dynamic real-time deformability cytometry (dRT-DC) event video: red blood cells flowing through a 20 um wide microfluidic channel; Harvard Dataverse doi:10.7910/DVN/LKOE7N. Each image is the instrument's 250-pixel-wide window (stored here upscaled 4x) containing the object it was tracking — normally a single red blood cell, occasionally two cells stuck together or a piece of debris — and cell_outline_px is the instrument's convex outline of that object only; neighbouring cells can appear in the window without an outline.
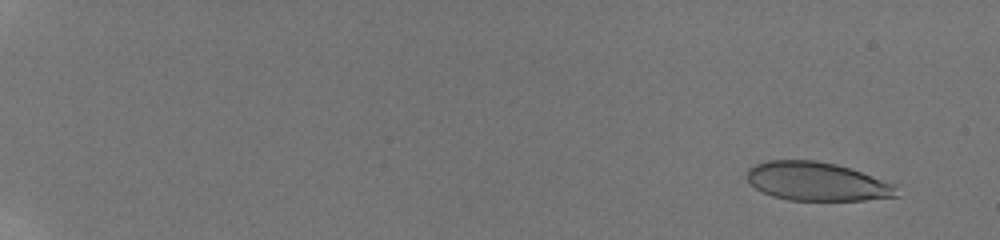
{"species": "human", "species_latin": "Homo sapiens", "temperature_condition": "room temperature", "stored_images_in_passage": 11, "camera_frame_rate_fps": 3000, "um_per_image_px": 0.085, "donor": {"sex": "male"}, "frame": {"image": 1, "passage_image": 2, "time_ms": 1.0, "image_size_px": [1000, 240], "cell_outline_px": [[900, 196], [864, 200], [788, 200], [772, 196], [760, 192], [748, 180], [748, 168], [756, 164], [768, 160], [816, 160], [836, 164], [896, 184]], "centroid_in_image_um": [69.45, 15.43], "position_along_channel_um": 15.5, "area_um2": 33.7}}
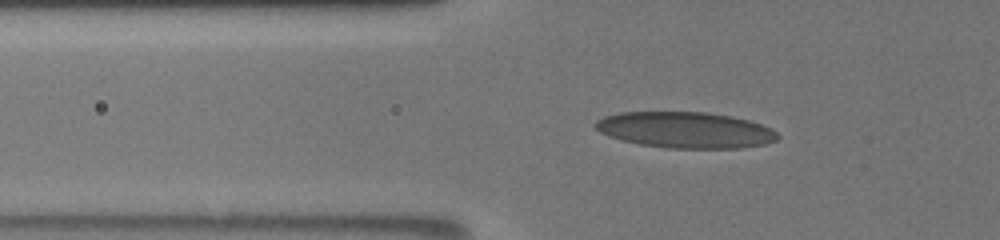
{"frame": {"image": 2, "passage_image": 10, "time_ms": 7.333, "image_size_px": [1000, 240], "cell_outline_px": [[780, 136], [776, 140], [764, 144], [740, 148], [668, 148], [640, 144], [608, 136], [600, 132], [592, 124], [596, 120], [604, 116], [620, 112], [708, 112], [748, 120], [760, 124], [776, 132]], "centroid_in_image_um": [58.22, 11.04], "position_along_channel_um": 67.6, "area_um2": 38.15}}